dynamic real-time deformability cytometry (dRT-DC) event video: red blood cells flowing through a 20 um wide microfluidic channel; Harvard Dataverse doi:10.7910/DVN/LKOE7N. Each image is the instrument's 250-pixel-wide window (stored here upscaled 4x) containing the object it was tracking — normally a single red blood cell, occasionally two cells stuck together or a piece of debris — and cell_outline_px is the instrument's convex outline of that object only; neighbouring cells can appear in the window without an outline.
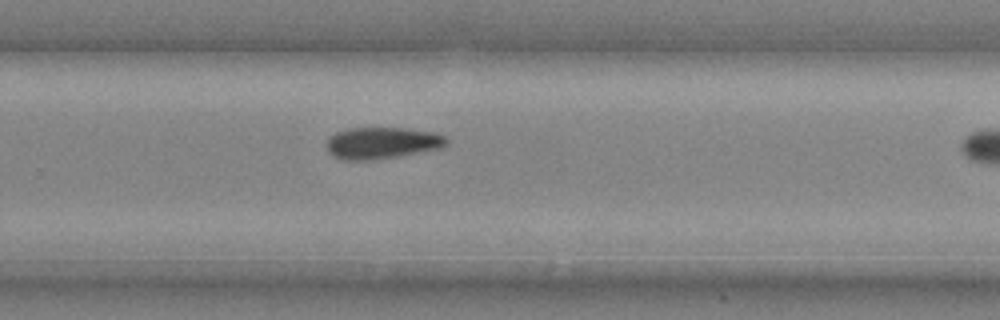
{"species": "common noctule bat (a hibernating species)", "species_latin": "Nyctalus noctula", "temperature_condition": "cold", "stored_images_in_passage": 19, "camera_frame_rate_fps": 3000, "um_per_image_px": 0.085, "animal": {"sex": "male", "body_mass_g": 20.4}, "frame": {"image": 1, "passage_image": 14, "time_ms": 4.333, "image_size_px": [1000, 320], "cell_outline_px": [[448, 144], [440, 148], [396, 156], [372, 160], [344, 160], [328, 152], [328, 140], [336, 132], [352, 128], [404, 128], [436, 132], [444, 136], [448, 140]], "centroid_in_image_um": [32.51, 12.14], "position_along_channel_um": 297.3, "area_um2": 21.79}}
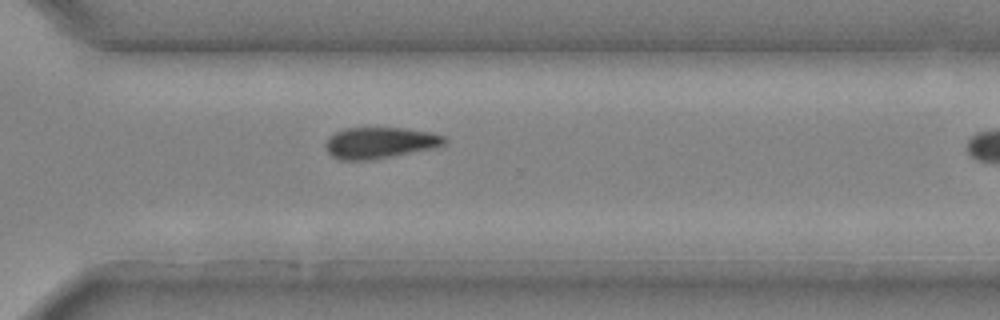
{"frame": {"image": 2, "passage_image": 16, "time_ms": 5.0, "image_size_px": [1000, 320], "cell_outline_px": [[448, 140], [444, 144], [436, 148], [392, 156], [368, 160], [340, 160], [332, 156], [328, 152], [324, 144], [328, 136], [336, 132], [348, 128], [404, 128], [432, 132], [444, 136]], "centroid_in_image_um": [32.3, 12.14], "position_along_channel_um": 338.3, "area_um2": 21.73}}